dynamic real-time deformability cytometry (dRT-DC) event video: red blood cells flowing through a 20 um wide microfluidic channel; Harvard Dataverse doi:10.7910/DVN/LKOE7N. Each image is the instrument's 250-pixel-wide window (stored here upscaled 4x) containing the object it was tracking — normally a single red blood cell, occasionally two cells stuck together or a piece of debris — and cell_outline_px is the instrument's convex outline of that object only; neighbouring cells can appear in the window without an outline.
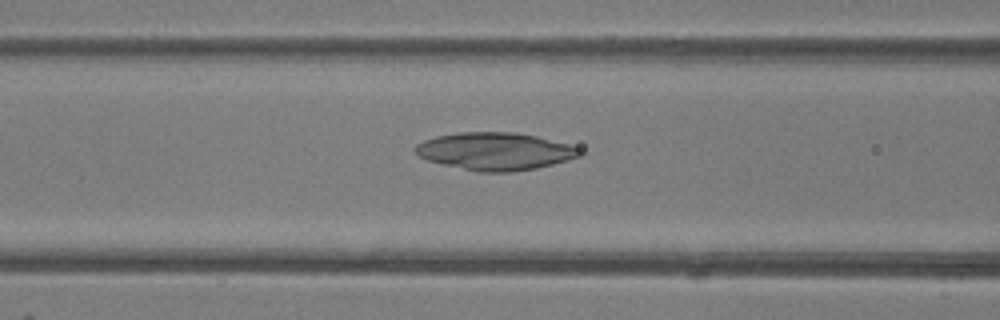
{"species": "common noctule bat (a hibernating species)", "species_latin": "Nyctalus noctula", "temperature_condition": "room temperature", "stored_images_in_passage": 47, "camera_frame_rate_fps": 3000, "um_per_image_px": 0.085, "animal": {"sex": "female"}, "frame": {"image": 1, "passage_image": 19, "time_ms": 6.0, "image_size_px": [1000, 320], "cell_outline_px": [[584, 152], [580, 156], [568, 160], [536, 168], [508, 172], [476, 172], [428, 160], [420, 156], [416, 152], [416, 144], [424, 140], [436, 136], [460, 132], [516, 132], [536, 136], [568, 144], [580, 148]], "centroid_in_image_um": [42.11, 12.85], "position_along_channel_um": 124.5, "area_um2": 35.84}}
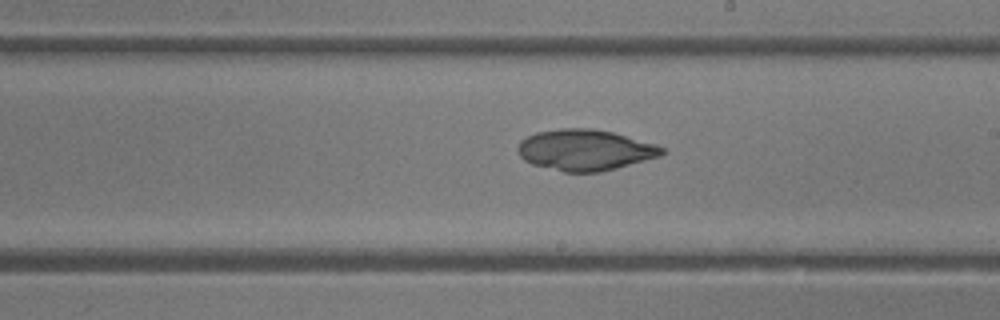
{"frame": {"image": 2, "passage_image": 27, "time_ms": 8.667, "image_size_px": [1000, 320], "cell_outline_px": [[664, 152], [660, 156], [616, 168], [600, 172], [564, 172], [532, 164], [524, 160], [520, 156], [516, 148], [520, 140], [536, 132], [560, 128], [592, 128], [612, 132], [656, 144], [664, 148]], "centroid_in_image_um": [49.7, 12.74], "position_along_channel_um": 239.3, "area_um2": 34.39}}
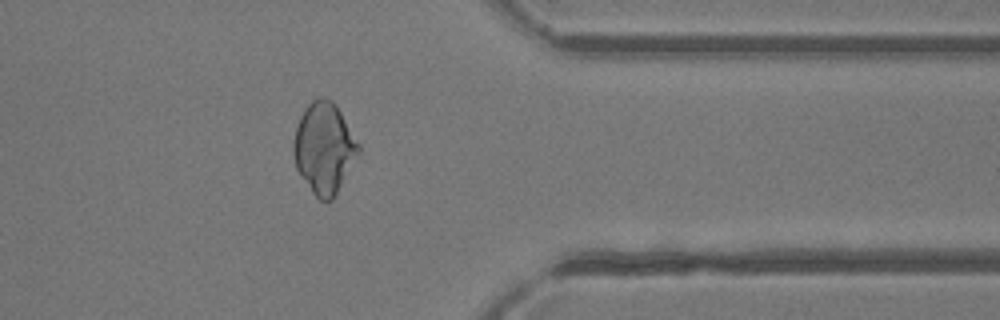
{"frame": {"image": 3, "passage_image": 38, "time_ms": 12.333, "image_size_px": [1000, 320], "cell_outline_px": [[360, 152], [332, 200], [320, 200], [312, 192], [296, 168], [292, 148], [292, 140], [300, 116], [304, 108], [316, 96], [320, 96], [332, 100], [336, 104], [360, 144]], "centroid_in_image_um": [27.54, 12.54], "position_along_channel_um": 383.9, "area_um2": 34.45}}